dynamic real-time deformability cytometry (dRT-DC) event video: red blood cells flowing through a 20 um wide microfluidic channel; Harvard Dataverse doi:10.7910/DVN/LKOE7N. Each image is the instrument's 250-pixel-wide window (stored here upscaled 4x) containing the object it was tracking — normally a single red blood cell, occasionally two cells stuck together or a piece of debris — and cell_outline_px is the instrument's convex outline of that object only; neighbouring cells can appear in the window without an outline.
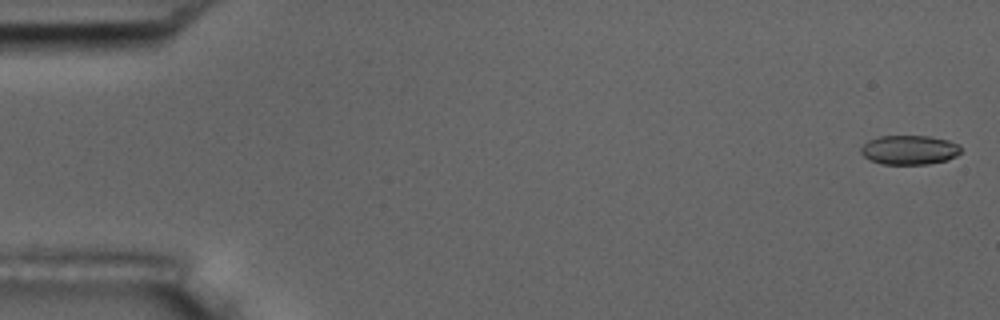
{"species": "common noctule bat (a hibernating species)", "species_latin": "Nyctalus noctula", "temperature_condition": "room temperature", "stored_images_in_passage": 6, "camera_frame_rate_fps": 3000, "um_per_image_px": 0.085, "animal": {"sex": "male", "body_mass_g": 17.5, "forearm_length_mm": 52.3}, "frame": {"image": 1, "passage_image": 1, "time_ms": 0.0, "image_size_px": [1000, 320], "cell_outline_px": [[960, 152], [956, 156], [948, 160], [928, 164], [884, 164], [872, 160], [864, 156], [860, 152], [860, 148], [868, 140], [880, 136], [928, 136], [948, 140], [960, 144]], "centroid_in_image_um": [77.31, 12.74], "position_along_channel_um": 7.7, "area_um2": 17.05}}
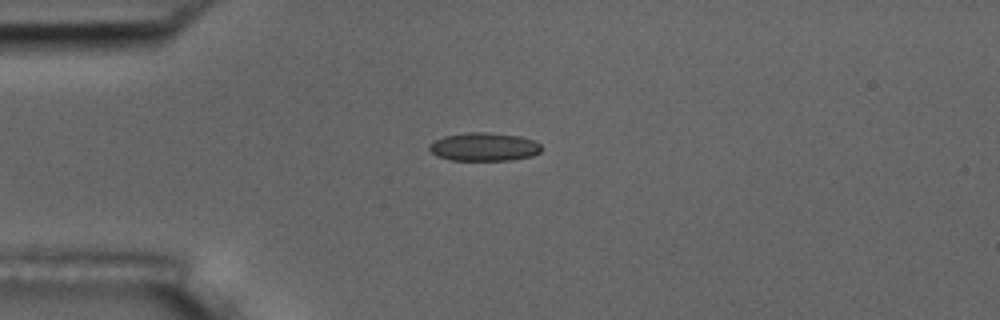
{"frame": {"image": 2, "passage_image": 5, "time_ms": 4.333, "image_size_px": [1000, 320], "cell_outline_px": [[544, 148], [540, 152], [532, 156], [512, 160], [452, 160], [436, 156], [428, 148], [428, 144], [444, 136], [468, 132], [488, 132], [520, 136], [532, 140], [540, 144]], "centroid_in_image_um": [41.16, 12.48], "position_along_channel_um": 43.8, "area_um2": 18.61}}